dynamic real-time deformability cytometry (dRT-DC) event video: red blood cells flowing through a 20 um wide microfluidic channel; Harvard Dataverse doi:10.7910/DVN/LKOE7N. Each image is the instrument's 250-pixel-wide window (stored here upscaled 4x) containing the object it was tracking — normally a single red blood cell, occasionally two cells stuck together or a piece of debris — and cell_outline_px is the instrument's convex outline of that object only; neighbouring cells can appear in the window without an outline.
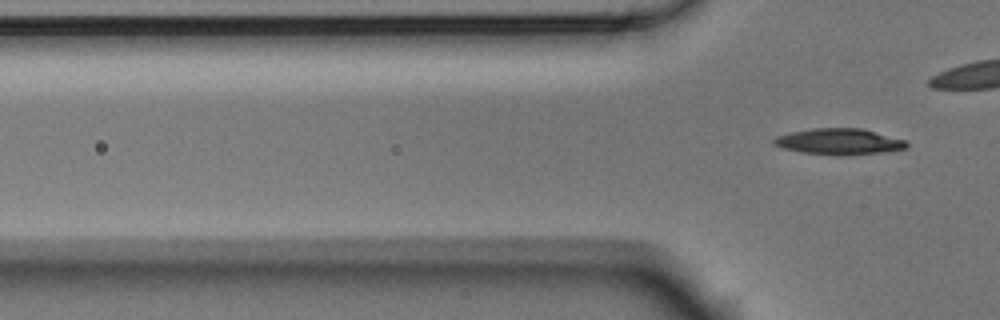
{"species": "Egyptian fruit bat (a non-hibernating species)", "species_latin": "Rousettus aegyptiacus", "temperature_condition": "room temperature", "stored_images_in_passage": 6, "segment_of_instrument_passage": [2, 2], "camera_frame_rate_fps": 3000, "um_per_image_px": 0.085, "animal": {"sex": "male"}, "frame": {"image": 1, "passage_image": 6, "time_ms": 1.667, "image_size_px": [1000, 320], "cell_outline_px": [[908, 148], [884, 152], [844, 156], [836, 156], [800, 152], [780, 148], [772, 144], [772, 140], [776, 136], [792, 132], [812, 128], [864, 128], [904, 140], [908, 144]], "centroid_in_image_um": [71.29, 12.05], "position_along_channel_um": 54.5, "area_um2": 20.52}}